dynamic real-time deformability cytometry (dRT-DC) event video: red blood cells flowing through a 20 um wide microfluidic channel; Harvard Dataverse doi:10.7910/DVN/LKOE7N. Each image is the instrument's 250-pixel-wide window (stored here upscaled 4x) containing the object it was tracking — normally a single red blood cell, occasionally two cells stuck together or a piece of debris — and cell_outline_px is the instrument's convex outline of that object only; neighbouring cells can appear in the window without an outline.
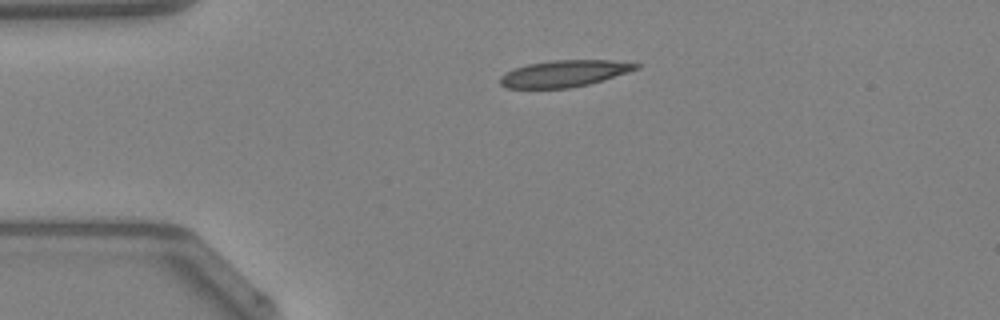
{"species": "Egyptian fruit bat (a non-hibernating species)", "species_latin": "Rousettus aegyptiacus", "temperature_condition": "warm", "stored_images_in_passage": 29, "camera_frame_rate_fps": 3000, "um_per_image_px": 0.085, "animal": {"sex": "female"}, "frame": {"image": 1, "passage_image": 1, "time_ms": 0.0, "image_size_px": [1000, 320], "cell_outline_px": [[640, 68], [628, 72], [588, 84], [568, 88], [508, 88], [500, 84], [500, 76], [504, 72], [528, 64], [552, 60], [612, 60], [640, 64]], "centroid_in_image_um": [47.94, 6.24], "position_along_channel_um": 37.1, "area_um2": 20.92}}
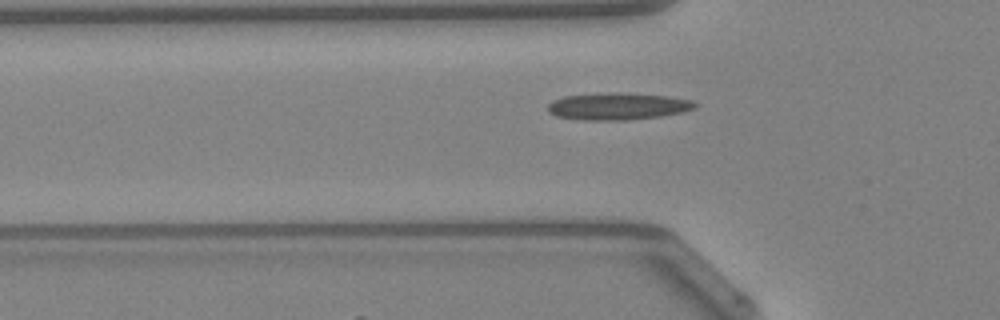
{"frame": {"image": 2, "passage_image": 6, "time_ms": 1.667, "image_size_px": [1000, 320], "cell_outline_px": [[696, 108], [684, 112], [660, 116], [624, 120], [584, 120], [556, 116], [548, 112], [548, 104], [552, 100], [564, 96], [612, 92], [616, 92], [668, 96], [692, 100], [696, 104]], "centroid_in_image_um": [52.51, 9.03], "position_along_channel_um": 73.3, "area_um2": 23.18}, "authors_computed_cell_mechanics": {"area_um2": 21.386, "velocity_mm_per_s": 4.2691, "shape_relaxation_time_tau1_ms": null, "shape_relaxation_time_tau2_ms": 9.5574, "deformation_change_tau1": null, "deformation_change_tau2": 0.1956}}